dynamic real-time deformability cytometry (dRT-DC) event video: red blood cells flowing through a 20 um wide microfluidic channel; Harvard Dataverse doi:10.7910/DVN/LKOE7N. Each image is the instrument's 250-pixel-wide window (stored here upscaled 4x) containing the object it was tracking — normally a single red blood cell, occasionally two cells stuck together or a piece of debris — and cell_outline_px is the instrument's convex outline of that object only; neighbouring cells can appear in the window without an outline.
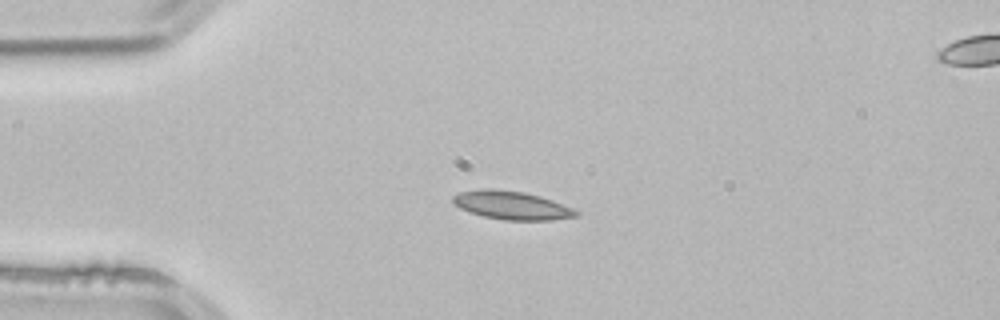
{"species": "common noctule bat (a hibernating species)", "species_latin": "Nyctalus noctula", "temperature_condition": "room temperature", "stored_images_in_passage": 5, "segment_of_instrument_passage": [1, 2], "camera_frame_rate_fps": 3000, "um_per_image_px": 0.085, "animal": {"sex": "male", "body_mass_g": 21.5, "forearm_length_mm": 52.0}, "frame": {"image": 1, "passage_image": 4, "time_ms": 1.0, "image_size_px": [1000, 320], "cell_outline_px": [[580, 216], [552, 220], [504, 220], [484, 216], [468, 212], [460, 208], [452, 200], [452, 196], [460, 192], [480, 188], [492, 188], [524, 192], [540, 196], [552, 200], [572, 208], [580, 212]], "centroid_in_image_um": [43.5, 17.45], "position_along_channel_um": 41.5, "area_um2": 20.46}}